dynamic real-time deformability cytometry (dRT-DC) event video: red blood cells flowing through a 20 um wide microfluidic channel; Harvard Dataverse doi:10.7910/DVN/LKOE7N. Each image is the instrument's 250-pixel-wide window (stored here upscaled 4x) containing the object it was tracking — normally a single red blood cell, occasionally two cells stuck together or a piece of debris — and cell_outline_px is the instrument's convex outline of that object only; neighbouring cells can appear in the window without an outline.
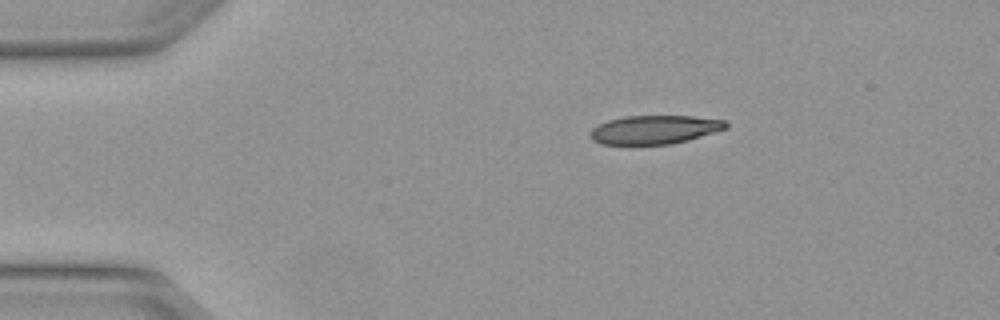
{"species": "Egyptian fruit bat (a non-hibernating species)", "species_latin": "Rousettus aegyptiacus", "temperature_condition": "warm", "stored_images_in_passage": 2, "camera_frame_rate_fps": 3000, "um_per_image_px": 0.085, "animal": {"sex": "female"}, "frame": {"image": 1, "passage_image": 1, "time_ms": 0.0, "image_size_px": [1000, 320], "cell_outline_px": [[728, 128], [688, 140], [668, 144], [600, 144], [592, 140], [588, 132], [592, 128], [608, 120], [624, 116], [692, 116], [724, 120], [728, 124]], "centroid_in_image_um": [55.61, 11.02], "position_along_channel_um": 29.4, "area_um2": 22.6}}